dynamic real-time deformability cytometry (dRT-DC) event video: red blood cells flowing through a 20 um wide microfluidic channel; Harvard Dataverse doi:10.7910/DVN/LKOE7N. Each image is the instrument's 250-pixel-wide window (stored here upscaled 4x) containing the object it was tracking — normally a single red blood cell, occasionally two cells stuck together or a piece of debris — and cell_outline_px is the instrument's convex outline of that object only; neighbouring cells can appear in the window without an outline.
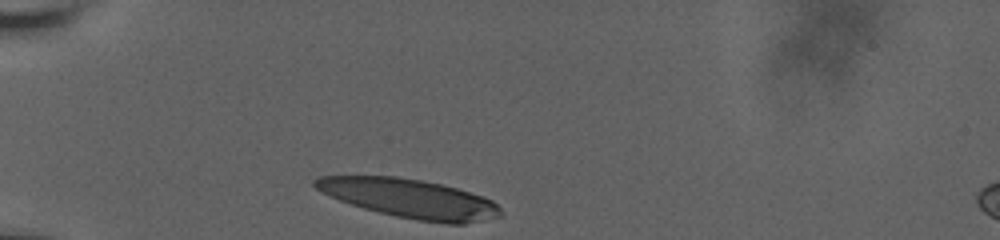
{"species": "human", "species_latin": "Homo sapiens", "temperature_condition": "room temperature", "stored_images_in_passage": 22, "camera_frame_rate_fps": 3000, "um_per_image_px": 0.085, "donor": {"sex": "male"}, "frame": {"image": 1, "passage_image": 1, "time_ms": 0.0, "image_size_px": [1000, 240], "cell_outline_px": [[500, 216], [464, 224], [448, 224], [416, 220], [396, 216], [364, 208], [340, 200], [316, 188], [312, 184], [312, 180], [316, 176], [396, 176], [420, 180], [440, 184], [456, 188], [484, 196], [492, 200], [500, 208]], "centroid_in_image_um": [34.83, 16.86], "position_along_channel_um": 50.2, "area_um2": 41.73}}
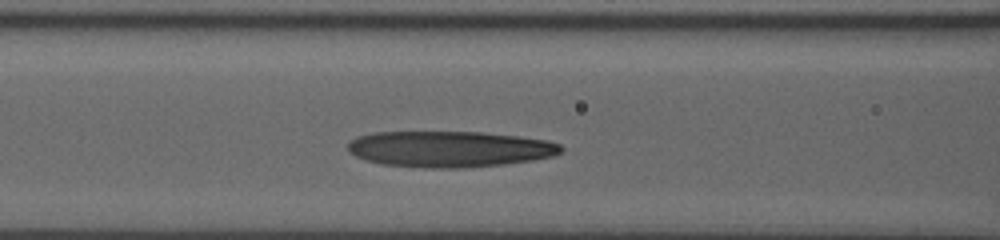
{"frame": {"image": 2, "passage_image": 15, "time_ms": 3.0, "image_size_px": [1000, 240], "cell_outline_px": [[564, 148], [560, 152], [552, 156], [532, 160], [504, 164], [460, 168], [424, 168], [380, 164], [364, 160], [348, 152], [348, 144], [356, 136], [376, 132], [480, 132], [516, 136], [544, 140], [560, 144]], "centroid_in_image_um": [38.16, 12.67], "position_along_channel_um": 128.4, "area_um2": 44.8}}
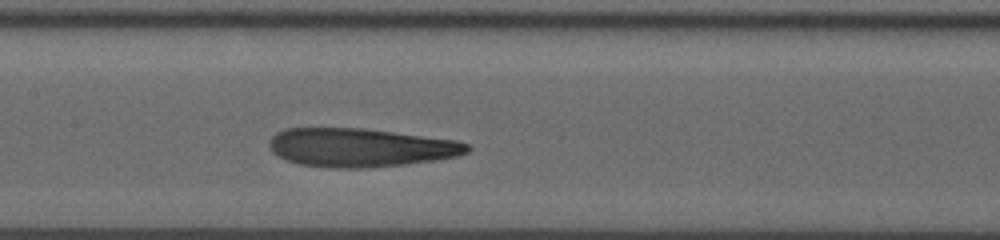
{"frame": {"image": 3, "passage_image": 21, "time_ms": 4.333, "image_size_px": [1000, 240], "cell_outline_px": [[472, 148], [468, 152], [456, 156], [436, 160], [404, 164], [364, 168], [328, 168], [300, 164], [288, 160], [272, 152], [268, 144], [272, 136], [276, 132], [284, 128], [364, 128], [456, 140], [468, 144]], "centroid_in_image_um": [30.62, 12.54], "position_along_channel_um": 176.8, "area_um2": 44.56}}